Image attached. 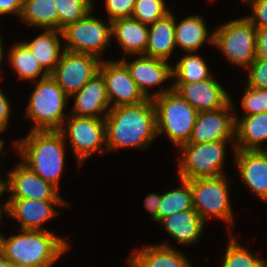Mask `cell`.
Segmentation results:
<instances>
[{
	"label": "cell",
	"mask_w": 267,
	"mask_h": 267,
	"mask_svg": "<svg viewBox=\"0 0 267 267\" xmlns=\"http://www.w3.org/2000/svg\"><path fill=\"white\" fill-rule=\"evenodd\" d=\"M107 152L123 148H145L157 138L156 111L152 99L113 107L105 119Z\"/></svg>",
	"instance_id": "obj_1"
},
{
	"label": "cell",
	"mask_w": 267,
	"mask_h": 267,
	"mask_svg": "<svg viewBox=\"0 0 267 267\" xmlns=\"http://www.w3.org/2000/svg\"><path fill=\"white\" fill-rule=\"evenodd\" d=\"M66 141L58 130L29 131L14 141L21 162L58 190L65 165Z\"/></svg>",
	"instance_id": "obj_2"
},
{
	"label": "cell",
	"mask_w": 267,
	"mask_h": 267,
	"mask_svg": "<svg viewBox=\"0 0 267 267\" xmlns=\"http://www.w3.org/2000/svg\"><path fill=\"white\" fill-rule=\"evenodd\" d=\"M20 232L3 237L2 254L16 267H52L70 248L65 238L50 231Z\"/></svg>",
	"instance_id": "obj_3"
},
{
	"label": "cell",
	"mask_w": 267,
	"mask_h": 267,
	"mask_svg": "<svg viewBox=\"0 0 267 267\" xmlns=\"http://www.w3.org/2000/svg\"><path fill=\"white\" fill-rule=\"evenodd\" d=\"M157 136L166 134L175 146L189 142L198 111L178 95L171 85L152 94Z\"/></svg>",
	"instance_id": "obj_4"
},
{
	"label": "cell",
	"mask_w": 267,
	"mask_h": 267,
	"mask_svg": "<svg viewBox=\"0 0 267 267\" xmlns=\"http://www.w3.org/2000/svg\"><path fill=\"white\" fill-rule=\"evenodd\" d=\"M34 82L25 112V118L34 122L31 130H59L69 116L64 112L69 96L50 75Z\"/></svg>",
	"instance_id": "obj_5"
},
{
	"label": "cell",
	"mask_w": 267,
	"mask_h": 267,
	"mask_svg": "<svg viewBox=\"0 0 267 267\" xmlns=\"http://www.w3.org/2000/svg\"><path fill=\"white\" fill-rule=\"evenodd\" d=\"M231 142L235 152V140H220L206 143L186 142L178 147V177L189 180L196 178L218 177L222 172L227 144Z\"/></svg>",
	"instance_id": "obj_6"
},
{
	"label": "cell",
	"mask_w": 267,
	"mask_h": 267,
	"mask_svg": "<svg viewBox=\"0 0 267 267\" xmlns=\"http://www.w3.org/2000/svg\"><path fill=\"white\" fill-rule=\"evenodd\" d=\"M193 208L204 222L216 217L228 224V233L234 224V215L229 196V179L224 175L218 177L189 179Z\"/></svg>",
	"instance_id": "obj_7"
},
{
	"label": "cell",
	"mask_w": 267,
	"mask_h": 267,
	"mask_svg": "<svg viewBox=\"0 0 267 267\" xmlns=\"http://www.w3.org/2000/svg\"><path fill=\"white\" fill-rule=\"evenodd\" d=\"M213 32L214 47L232 64L247 69L255 60L257 28L246 16L219 25Z\"/></svg>",
	"instance_id": "obj_8"
},
{
	"label": "cell",
	"mask_w": 267,
	"mask_h": 267,
	"mask_svg": "<svg viewBox=\"0 0 267 267\" xmlns=\"http://www.w3.org/2000/svg\"><path fill=\"white\" fill-rule=\"evenodd\" d=\"M58 131L65 141L69 139L79 167L95 152H107L104 119L69 114Z\"/></svg>",
	"instance_id": "obj_9"
},
{
	"label": "cell",
	"mask_w": 267,
	"mask_h": 267,
	"mask_svg": "<svg viewBox=\"0 0 267 267\" xmlns=\"http://www.w3.org/2000/svg\"><path fill=\"white\" fill-rule=\"evenodd\" d=\"M91 11L81 18L67 25L61 30L64 49L72 52L86 53L98 57L109 46L112 38V21L105 24L100 18L91 15Z\"/></svg>",
	"instance_id": "obj_10"
},
{
	"label": "cell",
	"mask_w": 267,
	"mask_h": 267,
	"mask_svg": "<svg viewBox=\"0 0 267 267\" xmlns=\"http://www.w3.org/2000/svg\"><path fill=\"white\" fill-rule=\"evenodd\" d=\"M100 62L94 55L65 50L50 76L70 97L99 72Z\"/></svg>",
	"instance_id": "obj_11"
},
{
	"label": "cell",
	"mask_w": 267,
	"mask_h": 267,
	"mask_svg": "<svg viewBox=\"0 0 267 267\" xmlns=\"http://www.w3.org/2000/svg\"><path fill=\"white\" fill-rule=\"evenodd\" d=\"M99 72L105 80L111 108L139 104L147 100L120 60L105 61L102 58Z\"/></svg>",
	"instance_id": "obj_12"
},
{
	"label": "cell",
	"mask_w": 267,
	"mask_h": 267,
	"mask_svg": "<svg viewBox=\"0 0 267 267\" xmlns=\"http://www.w3.org/2000/svg\"><path fill=\"white\" fill-rule=\"evenodd\" d=\"M5 192L8 198H27L33 200H64L52 184L44 181L21 161L6 176Z\"/></svg>",
	"instance_id": "obj_13"
},
{
	"label": "cell",
	"mask_w": 267,
	"mask_h": 267,
	"mask_svg": "<svg viewBox=\"0 0 267 267\" xmlns=\"http://www.w3.org/2000/svg\"><path fill=\"white\" fill-rule=\"evenodd\" d=\"M232 99L221 109L198 112L189 142L206 143L235 140V118Z\"/></svg>",
	"instance_id": "obj_14"
},
{
	"label": "cell",
	"mask_w": 267,
	"mask_h": 267,
	"mask_svg": "<svg viewBox=\"0 0 267 267\" xmlns=\"http://www.w3.org/2000/svg\"><path fill=\"white\" fill-rule=\"evenodd\" d=\"M66 200H33L27 198H8L7 216L15 218L19 230L47 231L44 224L59 212L55 206H69Z\"/></svg>",
	"instance_id": "obj_15"
},
{
	"label": "cell",
	"mask_w": 267,
	"mask_h": 267,
	"mask_svg": "<svg viewBox=\"0 0 267 267\" xmlns=\"http://www.w3.org/2000/svg\"><path fill=\"white\" fill-rule=\"evenodd\" d=\"M172 87L198 112L221 109L231 99L229 92L214 77L196 83H172Z\"/></svg>",
	"instance_id": "obj_16"
},
{
	"label": "cell",
	"mask_w": 267,
	"mask_h": 267,
	"mask_svg": "<svg viewBox=\"0 0 267 267\" xmlns=\"http://www.w3.org/2000/svg\"><path fill=\"white\" fill-rule=\"evenodd\" d=\"M136 59L127 61L125 57L120 61L128 69L130 76L147 99H152L149 87H156L173 78L171 64L163 59L136 55ZM150 93V94H149Z\"/></svg>",
	"instance_id": "obj_17"
},
{
	"label": "cell",
	"mask_w": 267,
	"mask_h": 267,
	"mask_svg": "<svg viewBox=\"0 0 267 267\" xmlns=\"http://www.w3.org/2000/svg\"><path fill=\"white\" fill-rule=\"evenodd\" d=\"M233 155L244 185L267 202V155L263 150H235Z\"/></svg>",
	"instance_id": "obj_18"
},
{
	"label": "cell",
	"mask_w": 267,
	"mask_h": 267,
	"mask_svg": "<svg viewBox=\"0 0 267 267\" xmlns=\"http://www.w3.org/2000/svg\"><path fill=\"white\" fill-rule=\"evenodd\" d=\"M72 97L74 105L69 113L71 115L105 119L111 109L106 83L100 72L69 98Z\"/></svg>",
	"instance_id": "obj_19"
},
{
	"label": "cell",
	"mask_w": 267,
	"mask_h": 267,
	"mask_svg": "<svg viewBox=\"0 0 267 267\" xmlns=\"http://www.w3.org/2000/svg\"><path fill=\"white\" fill-rule=\"evenodd\" d=\"M168 243L143 245L128 258L130 267H193L188 258Z\"/></svg>",
	"instance_id": "obj_20"
},
{
	"label": "cell",
	"mask_w": 267,
	"mask_h": 267,
	"mask_svg": "<svg viewBox=\"0 0 267 267\" xmlns=\"http://www.w3.org/2000/svg\"><path fill=\"white\" fill-rule=\"evenodd\" d=\"M128 55H144L148 44V25L133 17L119 18L112 21V38Z\"/></svg>",
	"instance_id": "obj_21"
},
{
	"label": "cell",
	"mask_w": 267,
	"mask_h": 267,
	"mask_svg": "<svg viewBox=\"0 0 267 267\" xmlns=\"http://www.w3.org/2000/svg\"><path fill=\"white\" fill-rule=\"evenodd\" d=\"M159 224L183 246L194 244L201 238L205 222L195 209L185 210L163 218Z\"/></svg>",
	"instance_id": "obj_22"
},
{
	"label": "cell",
	"mask_w": 267,
	"mask_h": 267,
	"mask_svg": "<svg viewBox=\"0 0 267 267\" xmlns=\"http://www.w3.org/2000/svg\"><path fill=\"white\" fill-rule=\"evenodd\" d=\"M235 118V150H262L267 142V112Z\"/></svg>",
	"instance_id": "obj_23"
},
{
	"label": "cell",
	"mask_w": 267,
	"mask_h": 267,
	"mask_svg": "<svg viewBox=\"0 0 267 267\" xmlns=\"http://www.w3.org/2000/svg\"><path fill=\"white\" fill-rule=\"evenodd\" d=\"M201 15H190L177 23L174 16V37L176 48L186 53L198 52L205 42L214 46V32L210 33ZM178 46V47H177Z\"/></svg>",
	"instance_id": "obj_24"
},
{
	"label": "cell",
	"mask_w": 267,
	"mask_h": 267,
	"mask_svg": "<svg viewBox=\"0 0 267 267\" xmlns=\"http://www.w3.org/2000/svg\"><path fill=\"white\" fill-rule=\"evenodd\" d=\"M175 48L174 14L170 11L148 25V44L144 55L168 61Z\"/></svg>",
	"instance_id": "obj_25"
},
{
	"label": "cell",
	"mask_w": 267,
	"mask_h": 267,
	"mask_svg": "<svg viewBox=\"0 0 267 267\" xmlns=\"http://www.w3.org/2000/svg\"><path fill=\"white\" fill-rule=\"evenodd\" d=\"M59 37L63 39L60 30L43 29V33L39 34L31 40V42H23L30 49L39 65L48 75L53 72L56 64L60 61L61 56L65 51L64 45L62 46V41Z\"/></svg>",
	"instance_id": "obj_26"
},
{
	"label": "cell",
	"mask_w": 267,
	"mask_h": 267,
	"mask_svg": "<svg viewBox=\"0 0 267 267\" xmlns=\"http://www.w3.org/2000/svg\"><path fill=\"white\" fill-rule=\"evenodd\" d=\"M21 22L46 30H59L55 0H23Z\"/></svg>",
	"instance_id": "obj_27"
},
{
	"label": "cell",
	"mask_w": 267,
	"mask_h": 267,
	"mask_svg": "<svg viewBox=\"0 0 267 267\" xmlns=\"http://www.w3.org/2000/svg\"><path fill=\"white\" fill-rule=\"evenodd\" d=\"M11 46L10 51L7 53L8 60L11 68L17 73L18 79L31 80L33 83L48 76L23 42L19 41Z\"/></svg>",
	"instance_id": "obj_28"
},
{
	"label": "cell",
	"mask_w": 267,
	"mask_h": 267,
	"mask_svg": "<svg viewBox=\"0 0 267 267\" xmlns=\"http://www.w3.org/2000/svg\"><path fill=\"white\" fill-rule=\"evenodd\" d=\"M207 65L195 52L186 53L175 67H172V75L175 78L172 83H196L211 79L213 76Z\"/></svg>",
	"instance_id": "obj_29"
},
{
	"label": "cell",
	"mask_w": 267,
	"mask_h": 267,
	"mask_svg": "<svg viewBox=\"0 0 267 267\" xmlns=\"http://www.w3.org/2000/svg\"><path fill=\"white\" fill-rule=\"evenodd\" d=\"M179 181L181 183L179 188L168 190L162 194L158 209V223L169 215L194 209L189 182L181 178Z\"/></svg>",
	"instance_id": "obj_30"
},
{
	"label": "cell",
	"mask_w": 267,
	"mask_h": 267,
	"mask_svg": "<svg viewBox=\"0 0 267 267\" xmlns=\"http://www.w3.org/2000/svg\"><path fill=\"white\" fill-rule=\"evenodd\" d=\"M236 238L233 233H229V242L221 267H267V260L253 254Z\"/></svg>",
	"instance_id": "obj_31"
},
{
	"label": "cell",
	"mask_w": 267,
	"mask_h": 267,
	"mask_svg": "<svg viewBox=\"0 0 267 267\" xmlns=\"http://www.w3.org/2000/svg\"><path fill=\"white\" fill-rule=\"evenodd\" d=\"M59 17V30L93 12V0H55Z\"/></svg>",
	"instance_id": "obj_32"
},
{
	"label": "cell",
	"mask_w": 267,
	"mask_h": 267,
	"mask_svg": "<svg viewBox=\"0 0 267 267\" xmlns=\"http://www.w3.org/2000/svg\"><path fill=\"white\" fill-rule=\"evenodd\" d=\"M170 11L165 0H135L132 17L143 24L151 25Z\"/></svg>",
	"instance_id": "obj_33"
},
{
	"label": "cell",
	"mask_w": 267,
	"mask_h": 267,
	"mask_svg": "<svg viewBox=\"0 0 267 267\" xmlns=\"http://www.w3.org/2000/svg\"><path fill=\"white\" fill-rule=\"evenodd\" d=\"M241 100L243 116L267 112V89L245 86Z\"/></svg>",
	"instance_id": "obj_34"
},
{
	"label": "cell",
	"mask_w": 267,
	"mask_h": 267,
	"mask_svg": "<svg viewBox=\"0 0 267 267\" xmlns=\"http://www.w3.org/2000/svg\"><path fill=\"white\" fill-rule=\"evenodd\" d=\"M248 69L246 85L252 88L267 89V59L255 58Z\"/></svg>",
	"instance_id": "obj_35"
},
{
	"label": "cell",
	"mask_w": 267,
	"mask_h": 267,
	"mask_svg": "<svg viewBox=\"0 0 267 267\" xmlns=\"http://www.w3.org/2000/svg\"><path fill=\"white\" fill-rule=\"evenodd\" d=\"M135 0H105L108 20L132 17Z\"/></svg>",
	"instance_id": "obj_36"
},
{
	"label": "cell",
	"mask_w": 267,
	"mask_h": 267,
	"mask_svg": "<svg viewBox=\"0 0 267 267\" xmlns=\"http://www.w3.org/2000/svg\"><path fill=\"white\" fill-rule=\"evenodd\" d=\"M252 14L246 16L256 28H267V0H256L250 4Z\"/></svg>",
	"instance_id": "obj_37"
},
{
	"label": "cell",
	"mask_w": 267,
	"mask_h": 267,
	"mask_svg": "<svg viewBox=\"0 0 267 267\" xmlns=\"http://www.w3.org/2000/svg\"><path fill=\"white\" fill-rule=\"evenodd\" d=\"M11 110V104L8 98L2 89H0V131L4 132L8 127Z\"/></svg>",
	"instance_id": "obj_38"
},
{
	"label": "cell",
	"mask_w": 267,
	"mask_h": 267,
	"mask_svg": "<svg viewBox=\"0 0 267 267\" xmlns=\"http://www.w3.org/2000/svg\"><path fill=\"white\" fill-rule=\"evenodd\" d=\"M23 0H0V15L10 14L20 18Z\"/></svg>",
	"instance_id": "obj_39"
},
{
	"label": "cell",
	"mask_w": 267,
	"mask_h": 267,
	"mask_svg": "<svg viewBox=\"0 0 267 267\" xmlns=\"http://www.w3.org/2000/svg\"><path fill=\"white\" fill-rule=\"evenodd\" d=\"M256 58L267 59V28H257Z\"/></svg>",
	"instance_id": "obj_40"
},
{
	"label": "cell",
	"mask_w": 267,
	"mask_h": 267,
	"mask_svg": "<svg viewBox=\"0 0 267 267\" xmlns=\"http://www.w3.org/2000/svg\"><path fill=\"white\" fill-rule=\"evenodd\" d=\"M162 194L150 193L144 199V206L150 212L151 218L158 223V209Z\"/></svg>",
	"instance_id": "obj_41"
},
{
	"label": "cell",
	"mask_w": 267,
	"mask_h": 267,
	"mask_svg": "<svg viewBox=\"0 0 267 267\" xmlns=\"http://www.w3.org/2000/svg\"><path fill=\"white\" fill-rule=\"evenodd\" d=\"M0 267H16L3 254L0 255Z\"/></svg>",
	"instance_id": "obj_42"
},
{
	"label": "cell",
	"mask_w": 267,
	"mask_h": 267,
	"mask_svg": "<svg viewBox=\"0 0 267 267\" xmlns=\"http://www.w3.org/2000/svg\"><path fill=\"white\" fill-rule=\"evenodd\" d=\"M4 54L5 53H4V50H3V41H2L1 34H0V67H1V63L3 61ZM1 76H3V75H2V71L0 70V81H1V78H2Z\"/></svg>",
	"instance_id": "obj_43"
},
{
	"label": "cell",
	"mask_w": 267,
	"mask_h": 267,
	"mask_svg": "<svg viewBox=\"0 0 267 267\" xmlns=\"http://www.w3.org/2000/svg\"><path fill=\"white\" fill-rule=\"evenodd\" d=\"M3 212L5 213V214H7V201L5 202V204H1V206H0V225H1V223H2V218H3Z\"/></svg>",
	"instance_id": "obj_44"
},
{
	"label": "cell",
	"mask_w": 267,
	"mask_h": 267,
	"mask_svg": "<svg viewBox=\"0 0 267 267\" xmlns=\"http://www.w3.org/2000/svg\"><path fill=\"white\" fill-rule=\"evenodd\" d=\"M5 181H0V197L5 193Z\"/></svg>",
	"instance_id": "obj_45"
},
{
	"label": "cell",
	"mask_w": 267,
	"mask_h": 267,
	"mask_svg": "<svg viewBox=\"0 0 267 267\" xmlns=\"http://www.w3.org/2000/svg\"><path fill=\"white\" fill-rule=\"evenodd\" d=\"M3 131H0V134H2ZM5 140L0 138V156L2 153V150L4 149Z\"/></svg>",
	"instance_id": "obj_46"
},
{
	"label": "cell",
	"mask_w": 267,
	"mask_h": 267,
	"mask_svg": "<svg viewBox=\"0 0 267 267\" xmlns=\"http://www.w3.org/2000/svg\"><path fill=\"white\" fill-rule=\"evenodd\" d=\"M3 237L2 234H0V255H2V248H3Z\"/></svg>",
	"instance_id": "obj_47"
},
{
	"label": "cell",
	"mask_w": 267,
	"mask_h": 267,
	"mask_svg": "<svg viewBox=\"0 0 267 267\" xmlns=\"http://www.w3.org/2000/svg\"><path fill=\"white\" fill-rule=\"evenodd\" d=\"M242 1L245 3H249V5H250L253 1H256V0H242Z\"/></svg>",
	"instance_id": "obj_48"
},
{
	"label": "cell",
	"mask_w": 267,
	"mask_h": 267,
	"mask_svg": "<svg viewBox=\"0 0 267 267\" xmlns=\"http://www.w3.org/2000/svg\"><path fill=\"white\" fill-rule=\"evenodd\" d=\"M262 150L267 155V148H263Z\"/></svg>",
	"instance_id": "obj_49"
},
{
	"label": "cell",
	"mask_w": 267,
	"mask_h": 267,
	"mask_svg": "<svg viewBox=\"0 0 267 267\" xmlns=\"http://www.w3.org/2000/svg\"><path fill=\"white\" fill-rule=\"evenodd\" d=\"M0 181H5V180H2V176H1V173H0Z\"/></svg>",
	"instance_id": "obj_50"
}]
</instances>
